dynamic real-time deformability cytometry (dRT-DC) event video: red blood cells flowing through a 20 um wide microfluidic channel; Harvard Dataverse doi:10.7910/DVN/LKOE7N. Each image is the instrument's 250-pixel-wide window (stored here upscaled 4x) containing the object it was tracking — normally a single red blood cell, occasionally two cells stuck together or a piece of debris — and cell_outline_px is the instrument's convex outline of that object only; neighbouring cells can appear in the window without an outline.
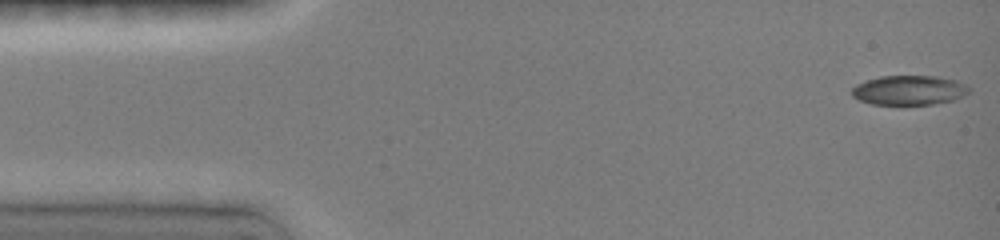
{"species": "common noctule bat (a hibernating species)", "species_latin": "Nyctalus noctula", "temperature_condition": "room temperature", "stored_images_in_passage": 47, "camera_frame_rate_fps": 3000, "um_per_image_px": 0.085, "animal": {"sex": "female", "body_mass_g": 19.0, "forearm_length_mm": 51.5}, "frame": {"image": 1, "passage_image": 1, "time_ms": 0.0, "image_size_px": [1000, 240], "cell_outline_px": [[968, 92], [956, 100], [932, 104], [872, 104], [860, 100], [852, 96], [852, 88], [856, 84], [880, 76], [936, 76], [956, 80], [964, 84], [968, 88]], "centroid_in_image_um": [77.26, 7.66], "position_along_channel_um": 7.7, "area_um2": 20.0}}
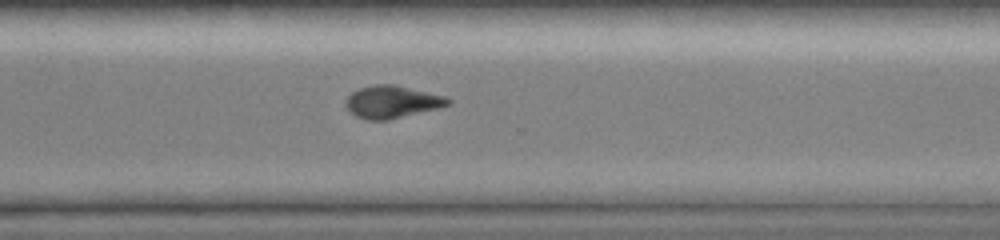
{"frame": {"image": 2, "passage_image": 34, "time_ms": 11.0, "image_size_px": [1000, 240], "cell_outline_px": [[452, 104], [388, 120], [368, 120], [356, 116], [348, 108], [348, 96], [352, 92], [360, 88], [376, 84], [396, 84], [444, 96], [452, 100]], "centroid_in_image_um": [33.36, 8.65], "position_along_channel_um": 337.2, "area_um2": 18.96}}
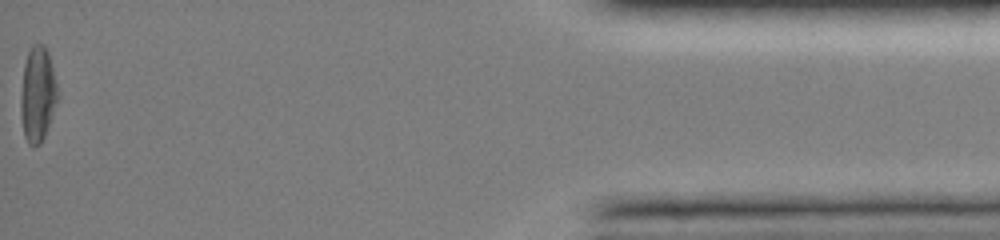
{"frame": {"image": 3, "passage_image": 47, "time_ms": 15.333, "image_size_px": [1000, 240], "cell_outline_px": [[56, 100], [44, 136], [40, 144], [32, 148], [28, 144], [24, 136], [20, 116], [20, 96], [24, 64], [28, 48], [32, 44], [44, 44], [48, 52], [56, 84]], "centroid_in_image_um": [3.14, 8.01], "position_along_channel_um": 432.1, "area_um2": 20.23}, "authors_computed_cell_mechanics": {"area_um2": 19.8254, "velocity_mm_per_s": 4.0679, "shape_relaxation_time_tau1_ms": 4.9621, "shape_relaxation_time_tau2_ms": null, "deformation_change_tau1": 0.1715, "deformation_change_tau2": null}}